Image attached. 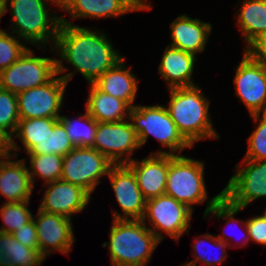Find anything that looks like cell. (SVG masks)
<instances>
[{
	"label": "cell",
	"instance_id": "1",
	"mask_svg": "<svg viewBox=\"0 0 266 266\" xmlns=\"http://www.w3.org/2000/svg\"><path fill=\"white\" fill-rule=\"evenodd\" d=\"M50 51L60 57L56 58L57 74L68 71L64 61L73 66L72 72L61 76L67 83L79 72L88 84H93L124 58L119 50L114 49L106 32L75 25L63 16H61L55 45L50 47Z\"/></svg>",
	"mask_w": 266,
	"mask_h": 266
},
{
	"label": "cell",
	"instance_id": "2",
	"mask_svg": "<svg viewBox=\"0 0 266 266\" xmlns=\"http://www.w3.org/2000/svg\"><path fill=\"white\" fill-rule=\"evenodd\" d=\"M50 4L60 9V0H3L4 15L11 13L9 32L42 51L48 43L54 47L61 15L51 11Z\"/></svg>",
	"mask_w": 266,
	"mask_h": 266
},
{
	"label": "cell",
	"instance_id": "3",
	"mask_svg": "<svg viewBox=\"0 0 266 266\" xmlns=\"http://www.w3.org/2000/svg\"><path fill=\"white\" fill-rule=\"evenodd\" d=\"M200 85L170 88L167 109L182 136L193 146L204 139H220L212 127L210 101Z\"/></svg>",
	"mask_w": 266,
	"mask_h": 266
},
{
	"label": "cell",
	"instance_id": "4",
	"mask_svg": "<svg viewBox=\"0 0 266 266\" xmlns=\"http://www.w3.org/2000/svg\"><path fill=\"white\" fill-rule=\"evenodd\" d=\"M161 242L142 220H114L108 246L112 266H148Z\"/></svg>",
	"mask_w": 266,
	"mask_h": 266
},
{
	"label": "cell",
	"instance_id": "5",
	"mask_svg": "<svg viewBox=\"0 0 266 266\" xmlns=\"http://www.w3.org/2000/svg\"><path fill=\"white\" fill-rule=\"evenodd\" d=\"M129 120L137 134L140 147L147 143L150 135L167 150L158 149L152 154L182 155L184 149L193 147L179 132L163 105H135L130 108Z\"/></svg>",
	"mask_w": 266,
	"mask_h": 266
},
{
	"label": "cell",
	"instance_id": "6",
	"mask_svg": "<svg viewBox=\"0 0 266 266\" xmlns=\"http://www.w3.org/2000/svg\"><path fill=\"white\" fill-rule=\"evenodd\" d=\"M205 164L183 155L169 154V170L165 195L185 204L192 211L194 205H200L208 199L205 183Z\"/></svg>",
	"mask_w": 266,
	"mask_h": 266
},
{
	"label": "cell",
	"instance_id": "7",
	"mask_svg": "<svg viewBox=\"0 0 266 266\" xmlns=\"http://www.w3.org/2000/svg\"><path fill=\"white\" fill-rule=\"evenodd\" d=\"M193 212L185 204L164 194L146 200L142 221L160 242L165 238L163 233L178 242L185 232H189Z\"/></svg>",
	"mask_w": 266,
	"mask_h": 266
},
{
	"label": "cell",
	"instance_id": "8",
	"mask_svg": "<svg viewBox=\"0 0 266 266\" xmlns=\"http://www.w3.org/2000/svg\"><path fill=\"white\" fill-rule=\"evenodd\" d=\"M57 74L56 58L34 56L31 48L0 71V88L18 94L48 83Z\"/></svg>",
	"mask_w": 266,
	"mask_h": 266
},
{
	"label": "cell",
	"instance_id": "9",
	"mask_svg": "<svg viewBox=\"0 0 266 266\" xmlns=\"http://www.w3.org/2000/svg\"><path fill=\"white\" fill-rule=\"evenodd\" d=\"M113 165L93 147H74L63 157L61 179L81 186L91 195Z\"/></svg>",
	"mask_w": 266,
	"mask_h": 266
},
{
	"label": "cell",
	"instance_id": "10",
	"mask_svg": "<svg viewBox=\"0 0 266 266\" xmlns=\"http://www.w3.org/2000/svg\"><path fill=\"white\" fill-rule=\"evenodd\" d=\"M224 187L223 196L234 206L245 209L256 199L266 197V160H241Z\"/></svg>",
	"mask_w": 266,
	"mask_h": 266
},
{
	"label": "cell",
	"instance_id": "11",
	"mask_svg": "<svg viewBox=\"0 0 266 266\" xmlns=\"http://www.w3.org/2000/svg\"><path fill=\"white\" fill-rule=\"evenodd\" d=\"M67 86L68 83L56 74L48 83L18 93L20 119L59 118Z\"/></svg>",
	"mask_w": 266,
	"mask_h": 266
},
{
	"label": "cell",
	"instance_id": "12",
	"mask_svg": "<svg viewBox=\"0 0 266 266\" xmlns=\"http://www.w3.org/2000/svg\"><path fill=\"white\" fill-rule=\"evenodd\" d=\"M114 164L131 162L140 148L137 134L129 119L119 122H98L92 146Z\"/></svg>",
	"mask_w": 266,
	"mask_h": 266
},
{
	"label": "cell",
	"instance_id": "13",
	"mask_svg": "<svg viewBox=\"0 0 266 266\" xmlns=\"http://www.w3.org/2000/svg\"><path fill=\"white\" fill-rule=\"evenodd\" d=\"M235 95L250 115L266 113V64L251 59L245 52L234 68Z\"/></svg>",
	"mask_w": 266,
	"mask_h": 266
},
{
	"label": "cell",
	"instance_id": "14",
	"mask_svg": "<svg viewBox=\"0 0 266 266\" xmlns=\"http://www.w3.org/2000/svg\"><path fill=\"white\" fill-rule=\"evenodd\" d=\"M115 198L123 212V215L113 211L114 220H142L146 199L138 187L137 178L133 170L127 164H114L108 176Z\"/></svg>",
	"mask_w": 266,
	"mask_h": 266
},
{
	"label": "cell",
	"instance_id": "15",
	"mask_svg": "<svg viewBox=\"0 0 266 266\" xmlns=\"http://www.w3.org/2000/svg\"><path fill=\"white\" fill-rule=\"evenodd\" d=\"M34 218L39 252L46 259L55 251L70 255L75 242L71 219L59 214H51L38 209Z\"/></svg>",
	"mask_w": 266,
	"mask_h": 266
},
{
	"label": "cell",
	"instance_id": "16",
	"mask_svg": "<svg viewBox=\"0 0 266 266\" xmlns=\"http://www.w3.org/2000/svg\"><path fill=\"white\" fill-rule=\"evenodd\" d=\"M43 199L37 209L51 214H59L69 219L83 212L91 200V195L81 186L62 179L44 184Z\"/></svg>",
	"mask_w": 266,
	"mask_h": 266
},
{
	"label": "cell",
	"instance_id": "17",
	"mask_svg": "<svg viewBox=\"0 0 266 266\" xmlns=\"http://www.w3.org/2000/svg\"><path fill=\"white\" fill-rule=\"evenodd\" d=\"M127 165L133 170L138 187L146 200L165 194L169 154L150 153L141 161L133 158Z\"/></svg>",
	"mask_w": 266,
	"mask_h": 266
},
{
	"label": "cell",
	"instance_id": "18",
	"mask_svg": "<svg viewBox=\"0 0 266 266\" xmlns=\"http://www.w3.org/2000/svg\"><path fill=\"white\" fill-rule=\"evenodd\" d=\"M212 28L209 22L191 18L186 14L179 15L170 24L172 43L169 45L195 56L200 55L209 42Z\"/></svg>",
	"mask_w": 266,
	"mask_h": 266
},
{
	"label": "cell",
	"instance_id": "19",
	"mask_svg": "<svg viewBox=\"0 0 266 266\" xmlns=\"http://www.w3.org/2000/svg\"><path fill=\"white\" fill-rule=\"evenodd\" d=\"M18 157H10L0 160V197L4 196V202L30 201L33 186L26 160H12ZM1 199V198H0Z\"/></svg>",
	"mask_w": 266,
	"mask_h": 266
},
{
	"label": "cell",
	"instance_id": "20",
	"mask_svg": "<svg viewBox=\"0 0 266 266\" xmlns=\"http://www.w3.org/2000/svg\"><path fill=\"white\" fill-rule=\"evenodd\" d=\"M197 57L167 45L159 63L158 74L167 82V88L196 85L192 79Z\"/></svg>",
	"mask_w": 266,
	"mask_h": 266
},
{
	"label": "cell",
	"instance_id": "21",
	"mask_svg": "<svg viewBox=\"0 0 266 266\" xmlns=\"http://www.w3.org/2000/svg\"><path fill=\"white\" fill-rule=\"evenodd\" d=\"M125 57L115 66L108 69L93 84L102 92L125 101L130 107H134L138 91V82L131 67L125 64Z\"/></svg>",
	"mask_w": 266,
	"mask_h": 266
},
{
	"label": "cell",
	"instance_id": "22",
	"mask_svg": "<svg viewBox=\"0 0 266 266\" xmlns=\"http://www.w3.org/2000/svg\"><path fill=\"white\" fill-rule=\"evenodd\" d=\"M60 10L72 21L81 18L120 17L133 12L122 0H60Z\"/></svg>",
	"mask_w": 266,
	"mask_h": 266
},
{
	"label": "cell",
	"instance_id": "23",
	"mask_svg": "<svg viewBox=\"0 0 266 266\" xmlns=\"http://www.w3.org/2000/svg\"><path fill=\"white\" fill-rule=\"evenodd\" d=\"M86 99V111L97 122H119L129 119L130 106L123 100L100 91L94 84Z\"/></svg>",
	"mask_w": 266,
	"mask_h": 266
},
{
	"label": "cell",
	"instance_id": "24",
	"mask_svg": "<svg viewBox=\"0 0 266 266\" xmlns=\"http://www.w3.org/2000/svg\"><path fill=\"white\" fill-rule=\"evenodd\" d=\"M237 7L236 23L247 46L266 29V0H243Z\"/></svg>",
	"mask_w": 266,
	"mask_h": 266
},
{
	"label": "cell",
	"instance_id": "25",
	"mask_svg": "<svg viewBox=\"0 0 266 266\" xmlns=\"http://www.w3.org/2000/svg\"><path fill=\"white\" fill-rule=\"evenodd\" d=\"M44 261L37 249L25 247L10 233L0 232V266H41Z\"/></svg>",
	"mask_w": 266,
	"mask_h": 266
},
{
	"label": "cell",
	"instance_id": "26",
	"mask_svg": "<svg viewBox=\"0 0 266 266\" xmlns=\"http://www.w3.org/2000/svg\"><path fill=\"white\" fill-rule=\"evenodd\" d=\"M58 121V118H33V119H20L16 128V132L13 134V150L15 156H19L17 151L21 150V147L17 145L14 138L20 139L22 149L28 153L36 144L43 141L49 129H53L54 124Z\"/></svg>",
	"mask_w": 266,
	"mask_h": 266
},
{
	"label": "cell",
	"instance_id": "27",
	"mask_svg": "<svg viewBox=\"0 0 266 266\" xmlns=\"http://www.w3.org/2000/svg\"><path fill=\"white\" fill-rule=\"evenodd\" d=\"M58 120L63 124L68 138L75 147L93 146L98 122L86 110L75 120L69 119L66 115H60Z\"/></svg>",
	"mask_w": 266,
	"mask_h": 266
},
{
	"label": "cell",
	"instance_id": "28",
	"mask_svg": "<svg viewBox=\"0 0 266 266\" xmlns=\"http://www.w3.org/2000/svg\"><path fill=\"white\" fill-rule=\"evenodd\" d=\"M27 156L24 160L29 158L30 168H28V172L33 186L35 185L36 177H38V179H43L44 184L61 179L63 164L62 156L48 153L28 154Z\"/></svg>",
	"mask_w": 266,
	"mask_h": 266
},
{
	"label": "cell",
	"instance_id": "29",
	"mask_svg": "<svg viewBox=\"0 0 266 266\" xmlns=\"http://www.w3.org/2000/svg\"><path fill=\"white\" fill-rule=\"evenodd\" d=\"M203 236V237H201ZM198 237L194 238L193 245L191 246L193 249L192 257L193 260L184 263V265L187 266H198V262H201L205 266H216L217 264H221L222 262L226 261L227 257V248H229V245L223 241H220L215 235H212L210 233L202 234ZM200 237V238H199ZM202 239V240H201ZM207 244H206V243ZM211 243V244H210ZM206 244V245H204ZM210 244V245H208ZM207 245L210 247H215L218 250H220L221 254L219 257L215 256L213 257L210 253V249L207 247ZM204 246V247H202ZM207 247V248H206ZM212 251V250H211Z\"/></svg>",
	"mask_w": 266,
	"mask_h": 266
},
{
	"label": "cell",
	"instance_id": "30",
	"mask_svg": "<svg viewBox=\"0 0 266 266\" xmlns=\"http://www.w3.org/2000/svg\"><path fill=\"white\" fill-rule=\"evenodd\" d=\"M206 208L203 213V218H207L210 214L212 215L211 217H215L216 219L219 218L223 219L226 222V226L230 225V228L234 224L233 222H236L235 224H239L245 227L246 226V221L242 219H236L234 216L237 215V213L243 208L234 206L231 204L224 196H223V191H220L216 196H213L208 202H206ZM244 224V225H243ZM226 231V230H225ZM228 234V233H226ZM225 232L222 233V235L216 236L220 241H223L229 245V248L231 247V240H229V237ZM237 240V238H236ZM230 241V242H229Z\"/></svg>",
	"mask_w": 266,
	"mask_h": 266
},
{
	"label": "cell",
	"instance_id": "31",
	"mask_svg": "<svg viewBox=\"0 0 266 266\" xmlns=\"http://www.w3.org/2000/svg\"><path fill=\"white\" fill-rule=\"evenodd\" d=\"M75 146L67 136L63 124L58 120L53 129H49L46 138L39 144H36L26 154H57L64 157Z\"/></svg>",
	"mask_w": 266,
	"mask_h": 266
},
{
	"label": "cell",
	"instance_id": "32",
	"mask_svg": "<svg viewBox=\"0 0 266 266\" xmlns=\"http://www.w3.org/2000/svg\"><path fill=\"white\" fill-rule=\"evenodd\" d=\"M29 204L30 201L4 202L0 207V217L3 223L0 232L12 234L23 227V224L30 222L34 215L28 209Z\"/></svg>",
	"mask_w": 266,
	"mask_h": 266
},
{
	"label": "cell",
	"instance_id": "33",
	"mask_svg": "<svg viewBox=\"0 0 266 266\" xmlns=\"http://www.w3.org/2000/svg\"><path fill=\"white\" fill-rule=\"evenodd\" d=\"M256 128L248 137V148L244 159L266 160V113L250 115Z\"/></svg>",
	"mask_w": 266,
	"mask_h": 266
},
{
	"label": "cell",
	"instance_id": "34",
	"mask_svg": "<svg viewBox=\"0 0 266 266\" xmlns=\"http://www.w3.org/2000/svg\"><path fill=\"white\" fill-rule=\"evenodd\" d=\"M7 30H0V71L15 63L29 48L25 41Z\"/></svg>",
	"mask_w": 266,
	"mask_h": 266
},
{
	"label": "cell",
	"instance_id": "35",
	"mask_svg": "<svg viewBox=\"0 0 266 266\" xmlns=\"http://www.w3.org/2000/svg\"><path fill=\"white\" fill-rule=\"evenodd\" d=\"M19 120L17 94L0 88V127L13 135Z\"/></svg>",
	"mask_w": 266,
	"mask_h": 266
},
{
	"label": "cell",
	"instance_id": "36",
	"mask_svg": "<svg viewBox=\"0 0 266 266\" xmlns=\"http://www.w3.org/2000/svg\"><path fill=\"white\" fill-rule=\"evenodd\" d=\"M243 230H245L246 236L239 246L240 248L245 247L250 241L266 246V217L263 214L255 215L246 220V226Z\"/></svg>",
	"mask_w": 266,
	"mask_h": 266
},
{
	"label": "cell",
	"instance_id": "37",
	"mask_svg": "<svg viewBox=\"0 0 266 266\" xmlns=\"http://www.w3.org/2000/svg\"><path fill=\"white\" fill-rule=\"evenodd\" d=\"M12 235L25 247H30L39 251V242L34 218L27 224H23V227L13 232Z\"/></svg>",
	"mask_w": 266,
	"mask_h": 266
},
{
	"label": "cell",
	"instance_id": "38",
	"mask_svg": "<svg viewBox=\"0 0 266 266\" xmlns=\"http://www.w3.org/2000/svg\"><path fill=\"white\" fill-rule=\"evenodd\" d=\"M244 52L251 59L266 64V29L245 46Z\"/></svg>",
	"mask_w": 266,
	"mask_h": 266
},
{
	"label": "cell",
	"instance_id": "39",
	"mask_svg": "<svg viewBox=\"0 0 266 266\" xmlns=\"http://www.w3.org/2000/svg\"><path fill=\"white\" fill-rule=\"evenodd\" d=\"M14 156L13 135L5 128L0 127V160Z\"/></svg>",
	"mask_w": 266,
	"mask_h": 266
},
{
	"label": "cell",
	"instance_id": "40",
	"mask_svg": "<svg viewBox=\"0 0 266 266\" xmlns=\"http://www.w3.org/2000/svg\"><path fill=\"white\" fill-rule=\"evenodd\" d=\"M133 12L151 10L152 6L147 0H122Z\"/></svg>",
	"mask_w": 266,
	"mask_h": 266
},
{
	"label": "cell",
	"instance_id": "41",
	"mask_svg": "<svg viewBox=\"0 0 266 266\" xmlns=\"http://www.w3.org/2000/svg\"><path fill=\"white\" fill-rule=\"evenodd\" d=\"M4 15V8H3V0H0V22H1V18ZM2 28H0L1 30Z\"/></svg>",
	"mask_w": 266,
	"mask_h": 266
},
{
	"label": "cell",
	"instance_id": "42",
	"mask_svg": "<svg viewBox=\"0 0 266 266\" xmlns=\"http://www.w3.org/2000/svg\"><path fill=\"white\" fill-rule=\"evenodd\" d=\"M265 212H263V215L266 217V209L264 210Z\"/></svg>",
	"mask_w": 266,
	"mask_h": 266
}]
</instances>
